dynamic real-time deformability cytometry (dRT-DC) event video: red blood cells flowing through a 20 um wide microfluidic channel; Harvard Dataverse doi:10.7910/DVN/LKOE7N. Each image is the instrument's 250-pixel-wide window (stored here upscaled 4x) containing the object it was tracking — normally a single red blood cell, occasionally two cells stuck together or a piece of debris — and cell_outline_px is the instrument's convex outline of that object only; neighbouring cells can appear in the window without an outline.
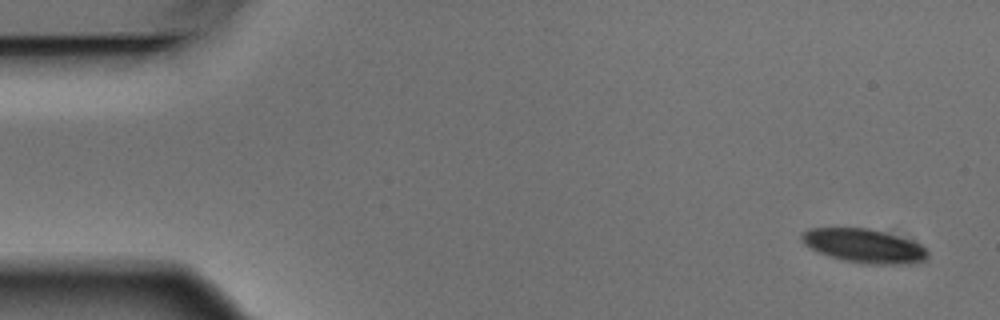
{"species": "Egyptian fruit bat (a non-hibernating species)", "species_latin": "Rousettus aegyptiacus", "temperature_condition": "warm", "stored_images_in_passage": 5, "camera_frame_rate_fps": 3000, "um_per_image_px": 0.085, "animal": {"sex": "male"}, "frame": {"image": 1, "passage_image": 1, "time_ms": 0.0, "image_size_px": [1000, 320], "cell_outline_px": [[928, 256], [924, 260], [916, 264], [864, 264], [844, 260], [820, 252], [804, 244], [800, 240], [800, 236], [804, 232], [812, 228], [868, 228], [900, 236], [912, 240], [920, 244], [928, 252]], "centroid_in_image_um": [73.49, 20.9], "position_along_channel_um": 11.5, "area_um2": 24.8}}
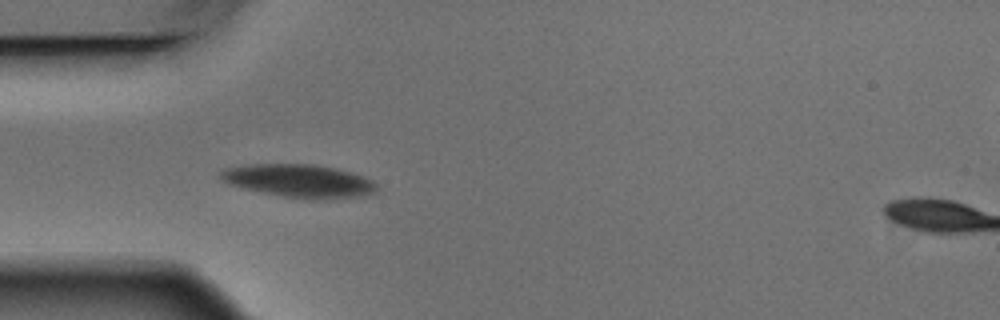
{"frame": {"image": 2, "passage_image": 4, "time_ms": 1.0, "image_size_px": [1000, 320], "cell_outline_px": [[376, 192], [360, 196], [328, 200], [316, 200], [284, 196], [244, 188], [228, 184], [220, 176], [220, 172], [224, 168], [248, 164], [312, 164], [332, 168], [364, 176], [372, 180], [376, 184]], "centroid_in_image_um": [25.43, 15.38], "position_along_channel_um": 59.6, "area_um2": 29.88}}
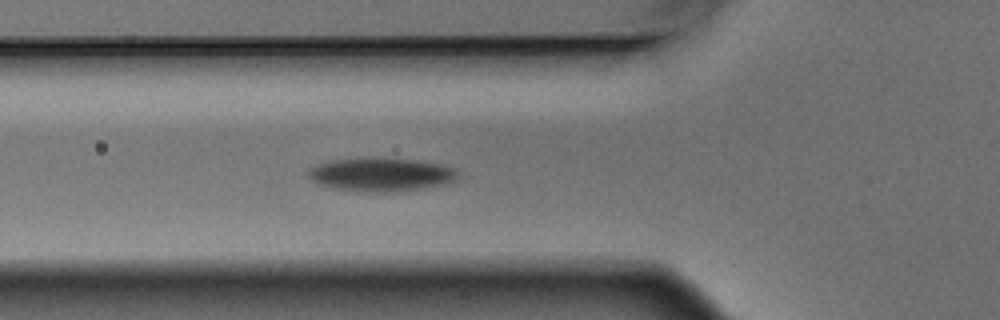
{"frame": {"image": 3, "passage_image": 5, "time_ms": 1.333, "image_size_px": [1000, 320], "cell_outline_px": [[456, 176], [452, 180], [444, 184], [424, 188], [396, 192], [356, 192], [316, 184], [308, 176], [308, 168], [316, 164], [328, 160], [356, 156], [372, 156], [416, 160], [444, 164], [456, 168]], "centroid_in_image_um": [32.31, 14.8], "position_along_channel_um": 93.5, "area_um2": 30.17}}